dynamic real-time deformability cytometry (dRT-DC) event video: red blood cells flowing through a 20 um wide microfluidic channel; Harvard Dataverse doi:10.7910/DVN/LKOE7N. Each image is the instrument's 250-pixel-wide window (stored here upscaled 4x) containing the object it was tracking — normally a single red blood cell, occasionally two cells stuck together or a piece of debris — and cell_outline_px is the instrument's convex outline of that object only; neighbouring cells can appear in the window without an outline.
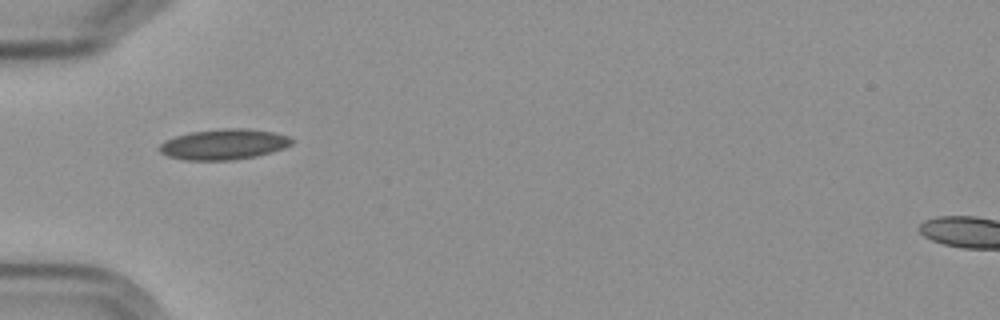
{"species": "Egyptian fruit bat (a non-hibernating species)", "species_latin": "Rousettus aegyptiacus", "temperature_condition": "cold", "stored_images_in_passage": 6, "camera_frame_rate_fps": 3000, "um_per_image_px": 0.085, "frame": {"image": 1, "passage_image": 5, "time_ms": 5.667, "image_size_px": [1000, 320], "cell_outline_px": [[292, 144], [284, 148], [272, 152], [256, 156], [232, 160], [184, 160], [168, 156], [160, 152], [156, 148], [164, 140], [188, 132], [220, 128], [248, 128], [272, 132], [288, 136], [292, 140]], "centroid_in_image_um": [18.98, 12.26], "position_along_channel_um": 66.0, "area_um2": 23.76}}
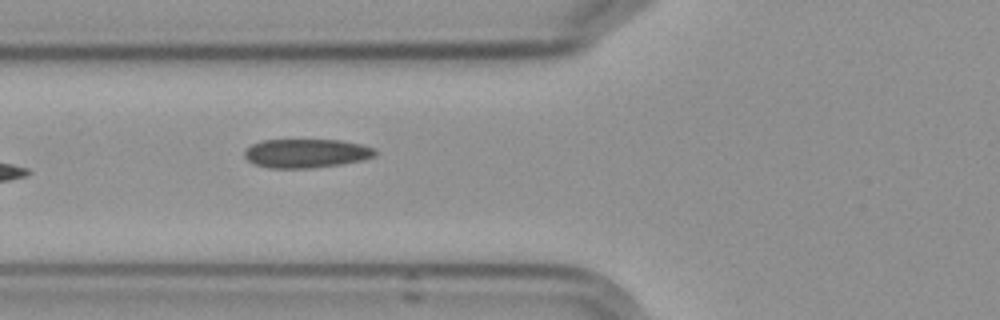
{"frame": {"image": 2, "passage_image": 6, "time_ms": 6.667, "image_size_px": [1000, 320], "cell_outline_px": [[376, 156], [364, 160], [340, 164], [308, 168], [272, 168], [256, 164], [248, 160], [244, 156], [244, 148], [252, 144], [264, 140], [340, 140], [360, 144], [376, 148]], "centroid_in_image_um": [26.05, 13.02], "position_along_channel_um": 99.8, "area_um2": 21.96}}